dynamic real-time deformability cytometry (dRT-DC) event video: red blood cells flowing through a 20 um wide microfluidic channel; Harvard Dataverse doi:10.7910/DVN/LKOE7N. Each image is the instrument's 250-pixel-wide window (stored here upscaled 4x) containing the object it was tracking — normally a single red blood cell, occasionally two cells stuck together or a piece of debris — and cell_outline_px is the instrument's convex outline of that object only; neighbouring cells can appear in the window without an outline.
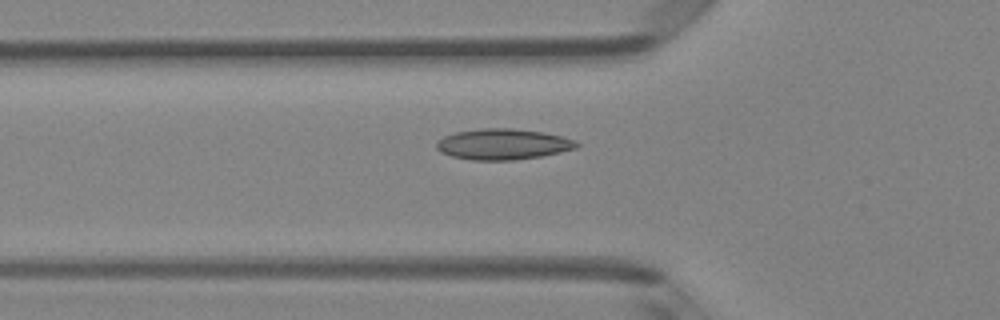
{"species": "Egyptian fruit bat (a non-hibernating species)", "species_latin": "Rousettus aegyptiacus", "temperature_condition": "room temperature", "stored_images_in_passage": 48, "camera_frame_rate_fps": 3000, "um_per_image_px": 0.085, "animal": {"sex": "female"}, "frame": {"image": 1, "passage_image": 17, "time_ms": 5.333, "image_size_px": [1000, 320], "cell_outline_px": [[580, 144], [576, 148], [560, 152], [540, 156], [512, 160], [472, 160], [452, 156], [440, 152], [436, 148], [436, 140], [444, 136], [456, 132], [480, 128], [512, 128], [544, 132], [576, 140]], "centroid_in_image_um": [42.73, 12.25], "position_along_channel_um": 83.1, "area_um2": 25.2}}
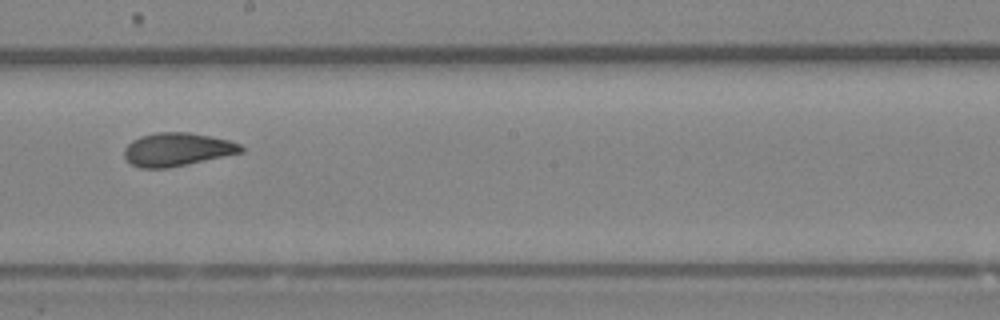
{"frame": {"image": 2, "passage_image": 28, "time_ms": 9.0, "image_size_px": [1000, 320], "cell_outline_px": [[244, 152], [188, 164], [168, 168], [140, 168], [132, 164], [124, 156], [124, 148], [132, 140], [140, 136], [156, 132], [188, 132], [228, 140], [240, 144], [244, 148]], "centroid_in_image_um": [15.05, 12.7], "position_along_channel_um": 233.2, "area_um2": 22.6}}
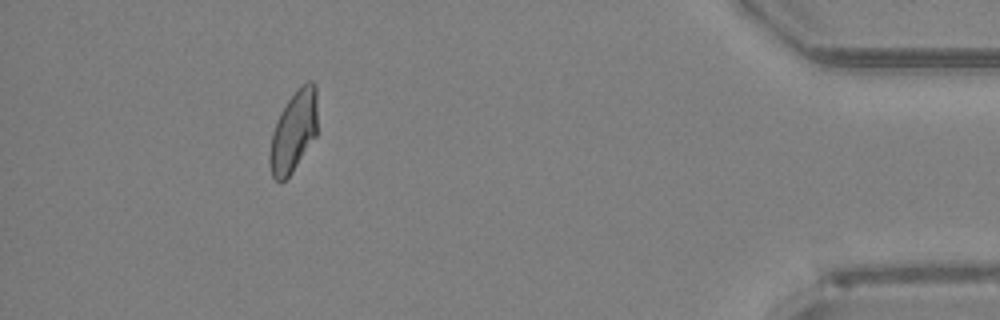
{"frame": {"image": 3, "passage_image": 45, "time_ms": 14.667, "image_size_px": [1000, 320], "cell_outline_px": [[316, 136], [292, 172], [280, 184], [272, 176], [268, 160], [268, 156], [272, 132], [276, 120], [280, 112], [296, 88], [300, 84], [308, 80], [312, 80], [316, 84]], "centroid_in_image_um": [24.93, 11.15], "position_along_channel_um": 410.3, "area_um2": 22.77}, "authors_computed_cell_mechanics": {"area_um2": 22.7732, "velocity_mm_per_s": 4.1096, "shape_relaxation_time_tau1_ms": 5.5951, "shape_relaxation_time_tau2_ms": 1.3163, "deformation_change_tau1": 0.1439, "deformation_change_tau2": 0.0643}}